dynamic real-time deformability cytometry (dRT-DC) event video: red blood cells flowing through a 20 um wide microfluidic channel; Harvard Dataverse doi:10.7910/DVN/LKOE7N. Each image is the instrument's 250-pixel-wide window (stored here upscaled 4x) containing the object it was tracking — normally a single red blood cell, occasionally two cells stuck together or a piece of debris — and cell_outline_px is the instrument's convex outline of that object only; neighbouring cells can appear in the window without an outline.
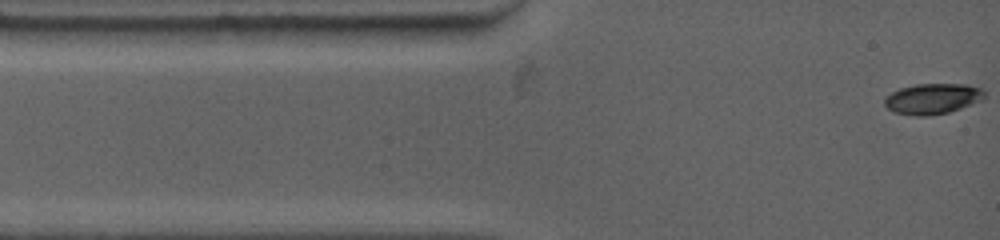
{"species": "common noctule bat (a hibernating species)", "species_latin": "Nyctalus noctula", "temperature_condition": "warm", "stored_images_in_passage": 54, "camera_frame_rate_fps": 4500, "um_per_image_px": 0.085, "animal": {"sex": "female", "body_mass_g": 19.0, "forearm_length_mm": 53.3}, "frame": {"image": 1, "passage_image": 1, "time_ms": 0.0, "image_size_px": [1000, 240], "cell_outline_px": [[984, 96], [980, 100], [960, 108], [948, 112], [924, 116], [920, 116], [896, 112], [888, 108], [884, 104], [884, 100], [892, 92], [900, 88], [916, 84], [964, 84], [980, 88], [984, 92]], "centroid_in_image_um": [79.25, 8.38], "position_along_channel_um": 5.8, "area_um2": 17.34}}
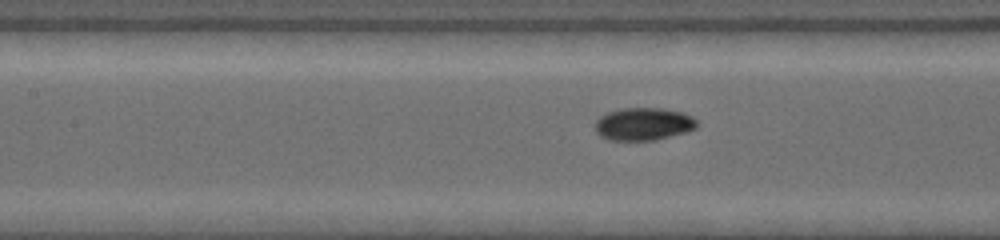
{"frame": {"image": 2, "passage_image": 16, "time_ms": 5.111, "image_size_px": [1000, 240], "cell_outline_px": [[696, 128], [684, 132], [652, 140], [608, 140], [600, 136], [596, 132], [596, 120], [600, 116], [608, 112], [624, 108], [660, 108], [680, 112], [692, 116], [696, 120]], "centroid_in_image_um": [54.66, 10.54], "position_along_channel_um": 152.7, "area_um2": 19.07}}
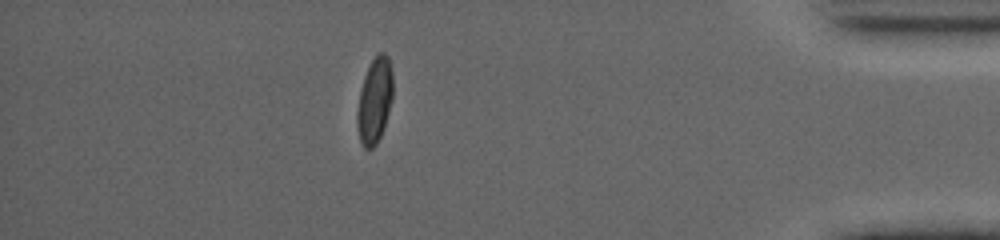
{"frame": {"image": 3, "passage_image": 39, "time_ms": 13.111, "image_size_px": [1000, 240], "cell_outline_px": [[392, 100], [380, 136], [376, 144], [372, 148], [364, 148], [360, 140], [356, 124], [356, 112], [360, 88], [364, 76], [372, 60], [380, 52], [384, 52], [388, 56], [392, 72]], "centroid_in_image_um": [31.82, 8.54], "position_along_channel_um": 403.4, "area_um2": 17.69}, "authors_computed_cell_mechanics": {"area_um2": 18.1492, "velocity_mm_per_s": 3.7878, "shape_relaxation_time_tau1_ms": 3.105, "shape_relaxation_time_tau2_ms": null, "deformation_change_tau1": 0.1417, "deformation_change_tau2": null}}